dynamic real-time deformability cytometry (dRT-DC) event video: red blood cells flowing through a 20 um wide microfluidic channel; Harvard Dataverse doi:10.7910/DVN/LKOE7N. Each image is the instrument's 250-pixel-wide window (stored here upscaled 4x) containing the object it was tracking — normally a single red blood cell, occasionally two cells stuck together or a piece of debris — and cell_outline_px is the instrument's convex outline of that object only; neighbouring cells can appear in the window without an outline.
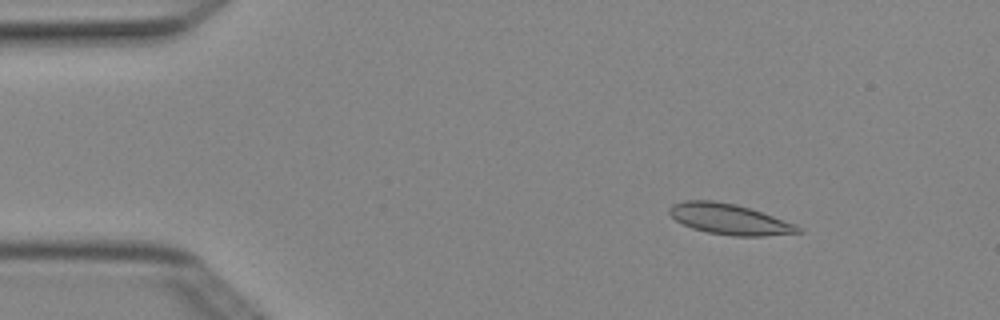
{"species": "Egyptian fruit bat (a non-hibernating species)", "species_latin": "Rousettus aegyptiacus", "temperature_condition": "cold", "stored_images_in_passage": 4, "camera_frame_rate_fps": 3000, "um_per_image_px": 0.085, "animal": {"sex": "female"}, "frame": {"image": 1, "passage_image": 2, "time_ms": 0.333, "image_size_px": [1000, 320], "cell_outline_px": [[804, 232], [764, 236], [732, 236], [708, 232], [692, 228], [676, 220], [668, 212], [668, 208], [672, 204], [684, 200], [712, 200], [736, 204], [796, 224], [804, 228]], "centroid_in_image_um": [62.01, 18.63], "position_along_channel_um": 23.0, "area_um2": 22.95}}